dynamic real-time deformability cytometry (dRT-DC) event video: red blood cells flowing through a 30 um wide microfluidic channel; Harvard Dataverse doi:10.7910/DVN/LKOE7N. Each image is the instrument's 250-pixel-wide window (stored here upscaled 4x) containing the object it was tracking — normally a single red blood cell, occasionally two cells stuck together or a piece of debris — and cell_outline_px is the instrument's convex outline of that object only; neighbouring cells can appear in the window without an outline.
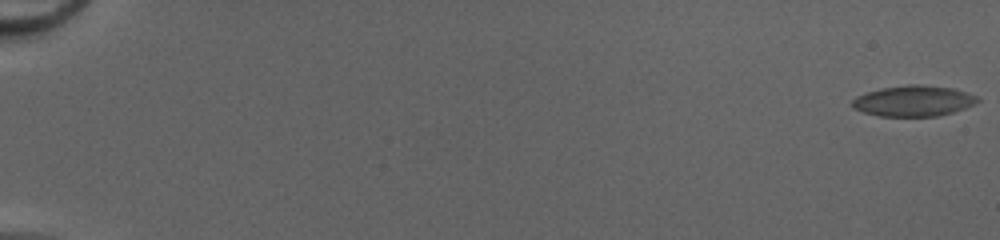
{"species": "common noctule bat (a hibernating species)", "species_latin": "Nyctalus noctula", "temperature_condition": "cold", "stored_images_in_passage": 53, "camera_frame_rate_fps": 3000, "um_per_image_px": 0.085, "animal": {"sex": "female", "body_mass_g": 20.0, "forearm_length_mm": 54.0}, "frame": {"image": 1, "passage_image": 1, "time_ms": 0.0, "image_size_px": [1000, 240], "cell_outline_px": [[980, 100], [976, 104], [952, 112], [936, 116], [880, 116], [864, 112], [852, 108], [852, 100], [856, 96], [868, 92], [884, 88], [908, 84], [924, 84], [952, 88], [976, 96]], "centroid_in_image_um": [77.64, 8.57], "position_along_channel_um": 7.4, "area_um2": 22.31}}
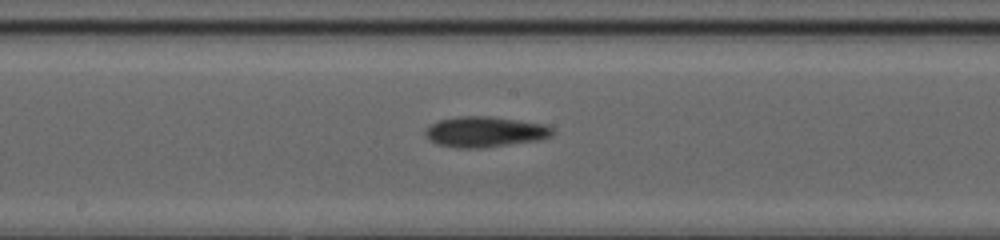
{"frame": {"image": 2, "passage_image": 31, "time_ms": 10.0, "image_size_px": [1000, 240], "cell_outline_px": [[552, 136], [540, 140], [484, 148], [456, 148], [436, 144], [424, 132], [424, 128], [440, 120], [456, 116], [488, 116], [520, 120], [544, 124], [552, 128]], "centroid_in_image_um": [41.22, 11.21], "position_along_channel_um": 207.0, "area_um2": 22.72}}
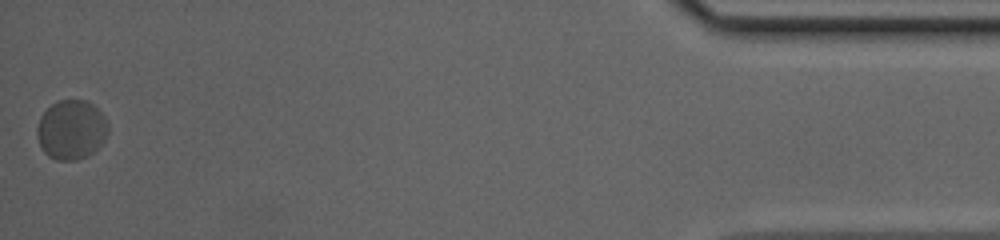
{"frame": {"image": 3, "passage_image": 53, "time_ms": 17.333, "image_size_px": [1000, 240], "cell_outline_px": [[108, 132], [104, 140], [88, 156], [76, 160], [56, 160], [48, 156], [40, 148], [36, 136], [36, 128], [40, 116], [56, 100], [88, 100], [104, 116], [108, 124]], "centroid_in_image_um": [6.03, 11.03], "position_along_channel_um": 429.2, "area_um2": 24.8}, "authors_computed_cell_mechanics": {"area_um2": 22.3108, "velocity_mm_per_s": 4.1076, "shape_relaxation_time_tau1_ms": 2.9201, "shape_relaxation_time_tau2_ms": 3.6098, "deformation_change_tau1": 0.0952, "deformation_change_tau2": 0.1015}}